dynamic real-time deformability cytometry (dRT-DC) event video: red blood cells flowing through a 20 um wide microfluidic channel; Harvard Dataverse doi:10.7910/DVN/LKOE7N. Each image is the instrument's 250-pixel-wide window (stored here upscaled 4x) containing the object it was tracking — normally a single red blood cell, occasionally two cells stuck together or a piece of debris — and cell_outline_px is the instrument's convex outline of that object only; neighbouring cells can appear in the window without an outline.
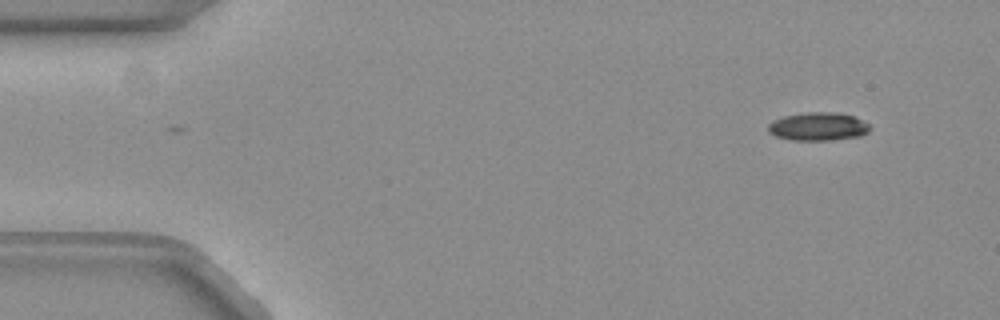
{"species": "common noctule bat (a hibernating species)", "species_latin": "Nyctalus noctula", "temperature_condition": "warm", "stored_images_in_passage": 50, "camera_frame_rate_fps": 3000, "um_per_image_px": 0.085, "animal": {"sex": "female", "body_mass_g": 19.3, "forearm_length_mm": 54.1}, "frame": {"image": 1, "passage_image": 2, "time_ms": 0.333, "image_size_px": [1000, 320], "cell_outline_px": [[872, 128], [868, 132], [860, 136], [828, 140], [796, 140], [776, 136], [768, 132], [768, 124], [772, 120], [784, 116], [804, 112], [836, 112], [852, 116], [868, 124]], "centroid_in_image_um": [69.52, 10.75], "position_along_channel_um": 15.5, "area_um2": 16.65}}
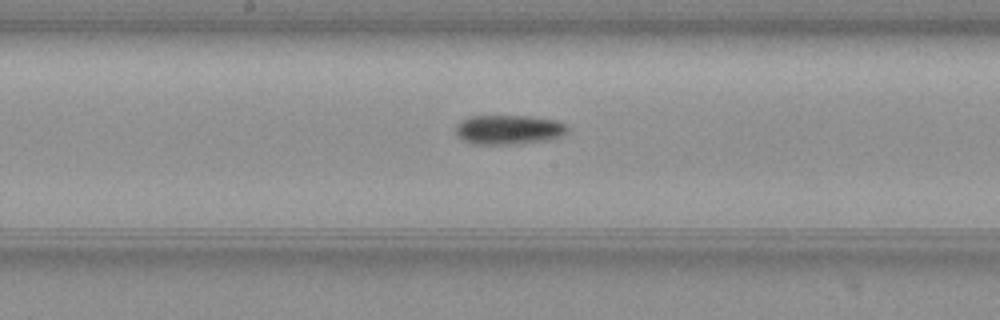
{"frame": {"image": 2, "passage_image": 25, "time_ms": 8.0, "image_size_px": [1000, 320], "cell_outline_px": [[568, 128], [560, 136], [540, 140], [508, 144], [472, 144], [464, 140], [456, 132], [456, 124], [460, 120], [468, 116], [532, 116], [556, 120], [564, 124]], "centroid_in_image_um": [43.16, 10.99], "position_along_channel_um": 205.0, "area_um2": 18.79}}
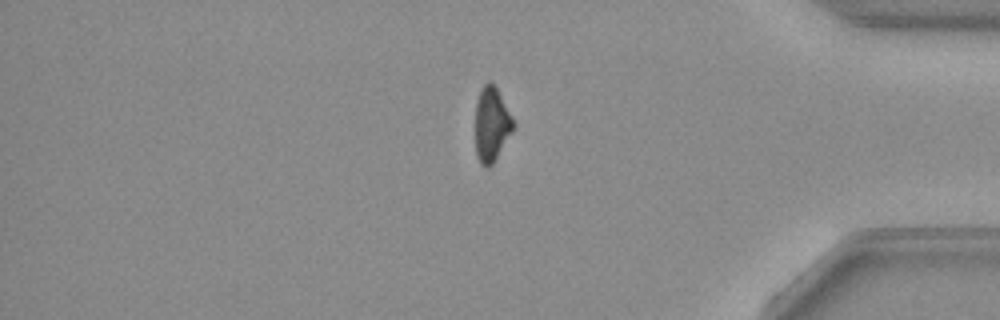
{"frame": {"image": 3, "passage_image": 42, "time_ms": 13.667, "image_size_px": [1000, 320], "cell_outline_px": [[516, 124], [512, 132], [492, 164], [488, 168], [484, 168], [480, 164], [476, 156], [476, 100], [484, 84], [488, 80], [496, 88], [512, 116]], "centroid_in_image_um": [41.78, 10.6], "position_along_channel_um": 393.4, "area_um2": 16.36}, "authors_computed_cell_mechanics": {"area_um2": 17.5712, "velocity_mm_per_s": 3.8497, "shape_relaxation_time_tau1_ms": 8.629, "shape_relaxation_time_tau2_ms": null, "deformation_change_tau1": 0.1856, "deformation_change_tau2": null}}